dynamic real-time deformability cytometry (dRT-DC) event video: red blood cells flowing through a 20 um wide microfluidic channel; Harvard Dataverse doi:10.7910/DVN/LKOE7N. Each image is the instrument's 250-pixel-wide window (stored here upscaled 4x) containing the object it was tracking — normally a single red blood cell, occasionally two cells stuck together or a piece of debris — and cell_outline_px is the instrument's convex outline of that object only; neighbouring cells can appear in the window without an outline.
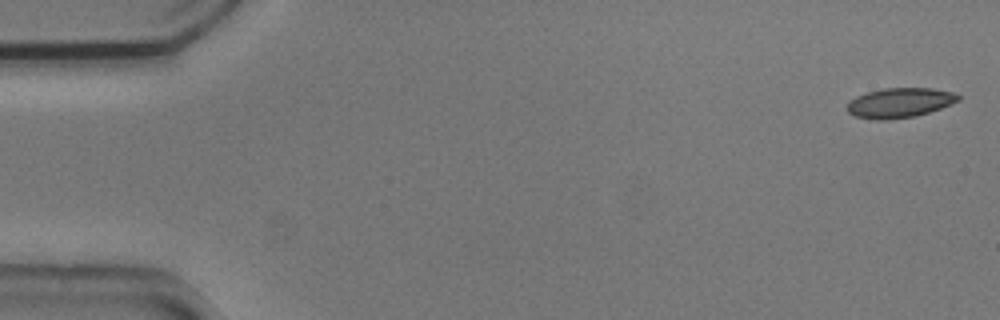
{"species": "common noctule bat (a hibernating species)", "species_latin": "Nyctalus noctula", "temperature_condition": "cold", "stored_images_in_passage": 4, "camera_frame_rate_fps": 3000, "um_per_image_px": 0.085, "animal": {"sex": "male", "body_mass_g": 20.5, "forearm_length_mm": 52.5}, "frame": {"image": 1, "passage_image": 1, "time_ms": 0.0, "image_size_px": [1000, 320], "cell_outline_px": [[960, 100], [940, 108], [916, 116], [888, 120], [876, 120], [856, 116], [848, 112], [848, 104], [856, 96], [868, 92], [884, 88], [932, 88], [952, 92], [960, 96]], "centroid_in_image_um": [76.48, 8.74], "position_along_channel_um": 8.5, "area_um2": 19.07}}
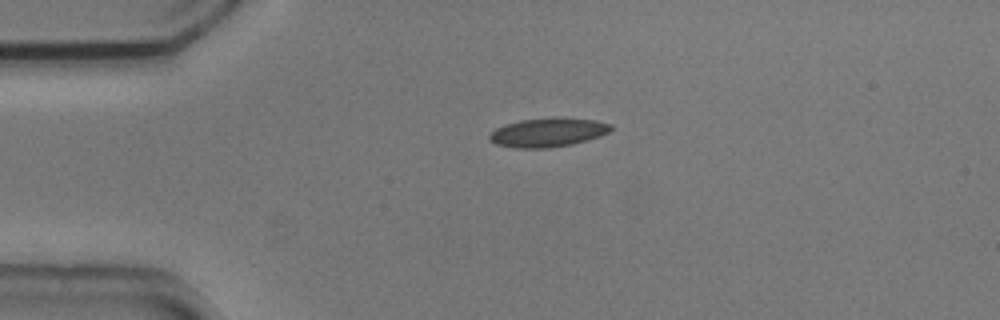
{"frame": {"image": 2, "passage_image": 4, "time_ms": 1.0, "image_size_px": [1000, 320], "cell_outline_px": [[612, 128], [608, 132], [600, 136], [588, 140], [572, 144], [548, 148], [516, 148], [496, 144], [488, 140], [488, 136], [496, 128], [504, 124], [520, 120], [596, 120], [612, 124]], "centroid_in_image_um": [46.53, 11.3], "position_along_channel_um": 38.5, "area_um2": 19.71}}